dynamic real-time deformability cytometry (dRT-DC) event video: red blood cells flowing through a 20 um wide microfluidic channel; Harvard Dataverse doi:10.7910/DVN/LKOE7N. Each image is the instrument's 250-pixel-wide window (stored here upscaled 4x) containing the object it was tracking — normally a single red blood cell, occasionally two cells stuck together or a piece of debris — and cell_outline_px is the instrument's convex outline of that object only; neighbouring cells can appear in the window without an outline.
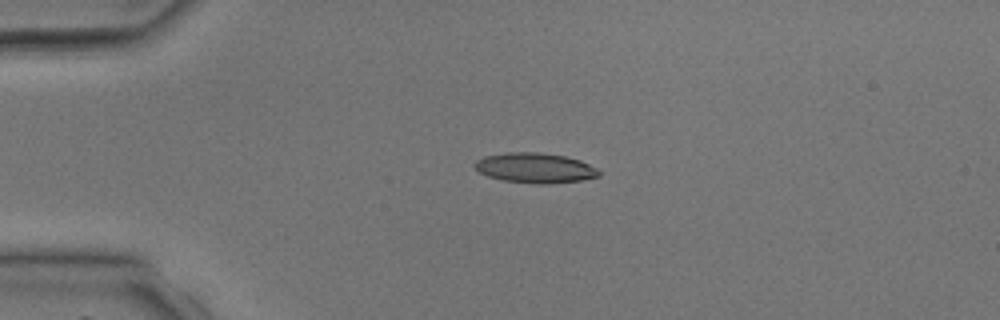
{"species": "common noctule bat (a hibernating species)", "species_latin": "Nyctalus noctula", "temperature_condition": "room temperature", "stored_images_in_passage": 4, "camera_frame_rate_fps": 3000, "um_per_image_px": 0.085, "animal": {"sex": "male", "body_mass_g": 17.9, "forearm_length_mm": 54.2}, "frame": {"image": 1, "passage_image": 3, "time_ms": 2.667, "image_size_px": [1000, 320], "cell_outline_px": [[600, 176], [580, 180], [548, 184], [540, 184], [504, 180], [488, 176], [480, 172], [472, 164], [476, 160], [484, 156], [508, 152], [540, 152], [564, 156], [580, 160], [596, 168], [600, 172]], "centroid_in_image_um": [45.47, 14.26], "position_along_channel_um": 39.5, "area_um2": 21.62}}